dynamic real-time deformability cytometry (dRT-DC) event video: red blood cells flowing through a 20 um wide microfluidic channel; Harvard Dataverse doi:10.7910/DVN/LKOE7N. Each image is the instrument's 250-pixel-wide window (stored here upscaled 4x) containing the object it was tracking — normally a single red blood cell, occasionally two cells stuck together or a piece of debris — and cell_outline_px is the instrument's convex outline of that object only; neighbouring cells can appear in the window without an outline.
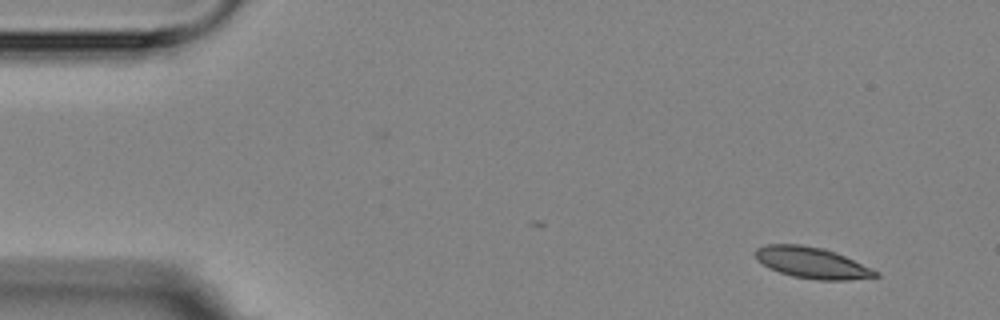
{"species": "Egyptian fruit bat (a non-hibernating species)", "species_latin": "Rousettus aegyptiacus", "temperature_condition": "room temperature", "stored_images_in_passage": 4, "camera_frame_rate_fps": 3000, "um_per_image_px": 0.085, "animal": {"sex": "female"}, "frame": {"image": 1, "passage_image": 1, "time_ms": 0.0, "image_size_px": [1000, 320], "cell_outline_px": [[880, 276], [848, 280], [820, 280], [792, 276], [768, 268], [756, 260], [752, 252], [756, 248], [764, 244], [800, 244], [824, 248], [836, 252], [880, 272]], "centroid_in_image_um": [68.97, 22.32], "position_along_channel_um": 16.0, "area_um2": 22.08}}
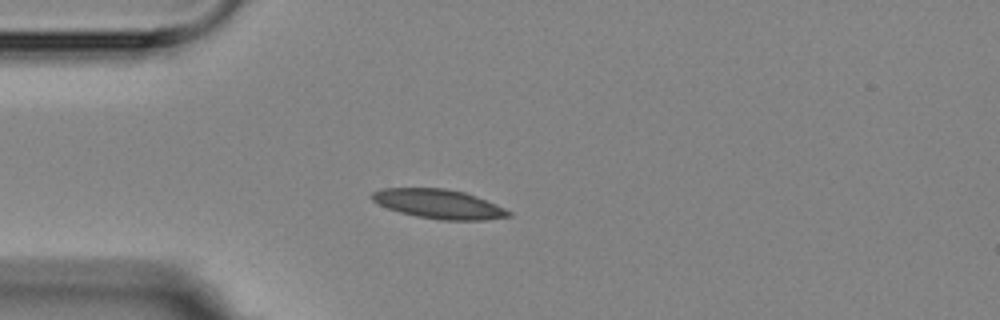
{"frame": {"image": 2, "passage_image": 4, "time_ms": 3.333, "image_size_px": [1000, 320], "cell_outline_px": [[512, 216], [484, 220], [440, 220], [416, 216], [400, 212], [388, 208], [372, 200], [368, 196], [372, 192], [380, 188], [444, 188], [464, 192], [476, 196], [496, 204], [512, 212]], "centroid_in_image_um": [37.28, 17.33], "position_along_channel_um": 47.7, "area_um2": 23.35}}